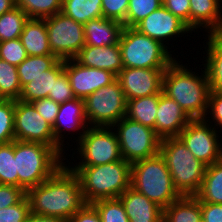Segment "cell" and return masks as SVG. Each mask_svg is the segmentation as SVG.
I'll return each mask as SVG.
<instances>
[{
  "instance_id": "cell-30",
  "label": "cell",
  "mask_w": 222,
  "mask_h": 222,
  "mask_svg": "<svg viewBox=\"0 0 222 222\" xmlns=\"http://www.w3.org/2000/svg\"><path fill=\"white\" fill-rule=\"evenodd\" d=\"M58 61L56 56H28L17 66L21 88L43 74L44 71L51 69Z\"/></svg>"
},
{
  "instance_id": "cell-43",
  "label": "cell",
  "mask_w": 222,
  "mask_h": 222,
  "mask_svg": "<svg viewBox=\"0 0 222 222\" xmlns=\"http://www.w3.org/2000/svg\"><path fill=\"white\" fill-rule=\"evenodd\" d=\"M207 111L209 112L206 113L204 119L211 117L214 121L212 126L217 127L216 129L220 127V130H222V92H210Z\"/></svg>"
},
{
  "instance_id": "cell-42",
  "label": "cell",
  "mask_w": 222,
  "mask_h": 222,
  "mask_svg": "<svg viewBox=\"0 0 222 222\" xmlns=\"http://www.w3.org/2000/svg\"><path fill=\"white\" fill-rule=\"evenodd\" d=\"M26 196V192L14 185L0 184V209L16 205Z\"/></svg>"
},
{
  "instance_id": "cell-10",
  "label": "cell",
  "mask_w": 222,
  "mask_h": 222,
  "mask_svg": "<svg viewBox=\"0 0 222 222\" xmlns=\"http://www.w3.org/2000/svg\"><path fill=\"white\" fill-rule=\"evenodd\" d=\"M76 143L81 160L73 166H98L123 159L113 127H88Z\"/></svg>"
},
{
  "instance_id": "cell-27",
  "label": "cell",
  "mask_w": 222,
  "mask_h": 222,
  "mask_svg": "<svg viewBox=\"0 0 222 222\" xmlns=\"http://www.w3.org/2000/svg\"><path fill=\"white\" fill-rule=\"evenodd\" d=\"M159 93L127 100L125 117L155 130Z\"/></svg>"
},
{
  "instance_id": "cell-13",
  "label": "cell",
  "mask_w": 222,
  "mask_h": 222,
  "mask_svg": "<svg viewBox=\"0 0 222 222\" xmlns=\"http://www.w3.org/2000/svg\"><path fill=\"white\" fill-rule=\"evenodd\" d=\"M14 133L15 140L46 144L66 160L64 151L55 143L52 125L37 112L32 103L15 100Z\"/></svg>"
},
{
  "instance_id": "cell-47",
  "label": "cell",
  "mask_w": 222,
  "mask_h": 222,
  "mask_svg": "<svg viewBox=\"0 0 222 222\" xmlns=\"http://www.w3.org/2000/svg\"><path fill=\"white\" fill-rule=\"evenodd\" d=\"M68 222H101V219L96 208L91 203H86Z\"/></svg>"
},
{
  "instance_id": "cell-14",
  "label": "cell",
  "mask_w": 222,
  "mask_h": 222,
  "mask_svg": "<svg viewBox=\"0 0 222 222\" xmlns=\"http://www.w3.org/2000/svg\"><path fill=\"white\" fill-rule=\"evenodd\" d=\"M140 33L161 42L169 48L170 40H176L174 37L184 36L186 33H192V30L180 18L173 15L164 6L155 10L145 17L135 27ZM166 40V41H165Z\"/></svg>"
},
{
  "instance_id": "cell-45",
  "label": "cell",
  "mask_w": 222,
  "mask_h": 222,
  "mask_svg": "<svg viewBox=\"0 0 222 222\" xmlns=\"http://www.w3.org/2000/svg\"><path fill=\"white\" fill-rule=\"evenodd\" d=\"M163 6L190 28V0H163Z\"/></svg>"
},
{
  "instance_id": "cell-19",
  "label": "cell",
  "mask_w": 222,
  "mask_h": 222,
  "mask_svg": "<svg viewBox=\"0 0 222 222\" xmlns=\"http://www.w3.org/2000/svg\"><path fill=\"white\" fill-rule=\"evenodd\" d=\"M118 198L129 222H163L164 210L131 186Z\"/></svg>"
},
{
  "instance_id": "cell-22",
  "label": "cell",
  "mask_w": 222,
  "mask_h": 222,
  "mask_svg": "<svg viewBox=\"0 0 222 222\" xmlns=\"http://www.w3.org/2000/svg\"><path fill=\"white\" fill-rule=\"evenodd\" d=\"M85 46L104 47L119 44L124 25L116 20L99 17L84 25Z\"/></svg>"
},
{
  "instance_id": "cell-48",
  "label": "cell",
  "mask_w": 222,
  "mask_h": 222,
  "mask_svg": "<svg viewBox=\"0 0 222 222\" xmlns=\"http://www.w3.org/2000/svg\"><path fill=\"white\" fill-rule=\"evenodd\" d=\"M25 222H66L58 217L30 213Z\"/></svg>"
},
{
  "instance_id": "cell-49",
  "label": "cell",
  "mask_w": 222,
  "mask_h": 222,
  "mask_svg": "<svg viewBox=\"0 0 222 222\" xmlns=\"http://www.w3.org/2000/svg\"><path fill=\"white\" fill-rule=\"evenodd\" d=\"M16 7V0H0V16Z\"/></svg>"
},
{
  "instance_id": "cell-46",
  "label": "cell",
  "mask_w": 222,
  "mask_h": 222,
  "mask_svg": "<svg viewBox=\"0 0 222 222\" xmlns=\"http://www.w3.org/2000/svg\"><path fill=\"white\" fill-rule=\"evenodd\" d=\"M201 203L202 222H222V204Z\"/></svg>"
},
{
  "instance_id": "cell-32",
  "label": "cell",
  "mask_w": 222,
  "mask_h": 222,
  "mask_svg": "<svg viewBox=\"0 0 222 222\" xmlns=\"http://www.w3.org/2000/svg\"><path fill=\"white\" fill-rule=\"evenodd\" d=\"M29 18L44 19L53 16L62 9V0H16Z\"/></svg>"
},
{
  "instance_id": "cell-17",
  "label": "cell",
  "mask_w": 222,
  "mask_h": 222,
  "mask_svg": "<svg viewBox=\"0 0 222 222\" xmlns=\"http://www.w3.org/2000/svg\"><path fill=\"white\" fill-rule=\"evenodd\" d=\"M88 127V121L85 115L84 99L75 97L68 100L60 104L55 123L52 126L55 143L64 151L65 144L63 142L64 139L67 138L64 137L66 134L65 132L68 131L67 135H69L70 130L75 132L80 129L82 132L78 133V138L76 140L78 142Z\"/></svg>"
},
{
  "instance_id": "cell-7",
  "label": "cell",
  "mask_w": 222,
  "mask_h": 222,
  "mask_svg": "<svg viewBox=\"0 0 222 222\" xmlns=\"http://www.w3.org/2000/svg\"><path fill=\"white\" fill-rule=\"evenodd\" d=\"M119 47L123 68L167 69L176 60L173 51L134 27L123 28Z\"/></svg>"
},
{
  "instance_id": "cell-18",
  "label": "cell",
  "mask_w": 222,
  "mask_h": 222,
  "mask_svg": "<svg viewBox=\"0 0 222 222\" xmlns=\"http://www.w3.org/2000/svg\"><path fill=\"white\" fill-rule=\"evenodd\" d=\"M191 120L175 100L170 99L163 92L159 93L155 133L161 140L178 137Z\"/></svg>"
},
{
  "instance_id": "cell-28",
  "label": "cell",
  "mask_w": 222,
  "mask_h": 222,
  "mask_svg": "<svg viewBox=\"0 0 222 222\" xmlns=\"http://www.w3.org/2000/svg\"><path fill=\"white\" fill-rule=\"evenodd\" d=\"M196 196L207 203L222 204V160L208 165Z\"/></svg>"
},
{
  "instance_id": "cell-31",
  "label": "cell",
  "mask_w": 222,
  "mask_h": 222,
  "mask_svg": "<svg viewBox=\"0 0 222 222\" xmlns=\"http://www.w3.org/2000/svg\"><path fill=\"white\" fill-rule=\"evenodd\" d=\"M29 17L19 7L0 16V42L18 39Z\"/></svg>"
},
{
  "instance_id": "cell-1",
  "label": "cell",
  "mask_w": 222,
  "mask_h": 222,
  "mask_svg": "<svg viewBox=\"0 0 222 222\" xmlns=\"http://www.w3.org/2000/svg\"><path fill=\"white\" fill-rule=\"evenodd\" d=\"M31 213L68 220L86 203L78 176L63 164L50 178L26 192Z\"/></svg>"
},
{
  "instance_id": "cell-21",
  "label": "cell",
  "mask_w": 222,
  "mask_h": 222,
  "mask_svg": "<svg viewBox=\"0 0 222 222\" xmlns=\"http://www.w3.org/2000/svg\"><path fill=\"white\" fill-rule=\"evenodd\" d=\"M222 0H190V29L208 34L222 31Z\"/></svg>"
},
{
  "instance_id": "cell-29",
  "label": "cell",
  "mask_w": 222,
  "mask_h": 222,
  "mask_svg": "<svg viewBox=\"0 0 222 222\" xmlns=\"http://www.w3.org/2000/svg\"><path fill=\"white\" fill-rule=\"evenodd\" d=\"M61 12L84 25L92 19L103 17L102 0H62Z\"/></svg>"
},
{
  "instance_id": "cell-23",
  "label": "cell",
  "mask_w": 222,
  "mask_h": 222,
  "mask_svg": "<svg viewBox=\"0 0 222 222\" xmlns=\"http://www.w3.org/2000/svg\"><path fill=\"white\" fill-rule=\"evenodd\" d=\"M19 39L28 56H55L49 46L45 18H29Z\"/></svg>"
},
{
  "instance_id": "cell-25",
  "label": "cell",
  "mask_w": 222,
  "mask_h": 222,
  "mask_svg": "<svg viewBox=\"0 0 222 222\" xmlns=\"http://www.w3.org/2000/svg\"><path fill=\"white\" fill-rule=\"evenodd\" d=\"M64 72V60H59L51 69L27 83L23 88L19 100L33 102L38 99L48 98L53 95L56 79Z\"/></svg>"
},
{
  "instance_id": "cell-40",
  "label": "cell",
  "mask_w": 222,
  "mask_h": 222,
  "mask_svg": "<svg viewBox=\"0 0 222 222\" xmlns=\"http://www.w3.org/2000/svg\"><path fill=\"white\" fill-rule=\"evenodd\" d=\"M129 0H102L103 17L123 23L126 20Z\"/></svg>"
},
{
  "instance_id": "cell-15",
  "label": "cell",
  "mask_w": 222,
  "mask_h": 222,
  "mask_svg": "<svg viewBox=\"0 0 222 222\" xmlns=\"http://www.w3.org/2000/svg\"><path fill=\"white\" fill-rule=\"evenodd\" d=\"M64 71L69 78L75 97L81 99H85L117 78L109 70L86 67L75 59L64 60Z\"/></svg>"
},
{
  "instance_id": "cell-4",
  "label": "cell",
  "mask_w": 222,
  "mask_h": 222,
  "mask_svg": "<svg viewBox=\"0 0 222 222\" xmlns=\"http://www.w3.org/2000/svg\"><path fill=\"white\" fill-rule=\"evenodd\" d=\"M19 187L27 192L50 178L66 162L52 147L38 142L14 140Z\"/></svg>"
},
{
  "instance_id": "cell-20",
  "label": "cell",
  "mask_w": 222,
  "mask_h": 222,
  "mask_svg": "<svg viewBox=\"0 0 222 222\" xmlns=\"http://www.w3.org/2000/svg\"><path fill=\"white\" fill-rule=\"evenodd\" d=\"M74 59L83 66L109 70L116 76L123 69L119 44L104 47L84 46Z\"/></svg>"
},
{
  "instance_id": "cell-33",
  "label": "cell",
  "mask_w": 222,
  "mask_h": 222,
  "mask_svg": "<svg viewBox=\"0 0 222 222\" xmlns=\"http://www.w3.org/2000/svg\"><path fill=\"white\" fill-rule=\"evenodd\" d=\"M0 184L19 187V176L14 158V141L0 144Z\"/></svg>"
},
{
  "instance_id": "cell-11",
  "label": "cell",
  "mask_w": 222,
  "mask_h": 222,
  "mask_svg": "<svg viewBox=\"0 0 222 222\" xmlns=\"http://www.w3.org/2000/svg\"><path fill=\"white\" fill-rule=\"evenodd\" d=\"M50 49L59 60L74 59L85 46L84 26L59 12L45 18Z\"/></svg>"
},
{
  "instance_id": "cell-9",
  "label": "cell",
  "mask_w": 222,
  "mask_h": 222,
  "mask_svg": "<svg viewBox=\"0 0 222 222\" xmlns=\"http://www.w3.org/2000/svg\"><path fill=\"white\" fill-rule=\"evenodd\" d=\"M113 129L118 136L121 156L127 162L132 164L159 154L161 139L154 129L127 117L120 119Z\"/></svg>"
},
{
  "instance_id": "cell-35",
  "label": "cell",
  "mask_w": 222,
  "mask_h": 222,
  "mask_svg": "<svg viewBox=\"0 0 222 222\" xmlns=\"http://www.w3.org/2000/svg\"><path fill=\"white\" fill-rule=\"evenodd\" d=\"M163 6V0H129L124 27H135L145 17Z\"/></svg>"
},
{
  "instance_id": "cell-37",
  "label": "cell",
  "mask_w": 222,
  "mask_h": 222,
  "mask_svg": "<svg viewBox=\"0 0 222 222\" xmlns=\"http://www.w3.org/2000/svg\"><path fill=\"white\" fill-rule=\"evenodd\" d=\"M15 100L0 103V144L15 140L14 133Z\"/></svg>"
},
{
  "instance_id": "cell-50",
  "label": "cell",
  "mask_w": 222,
  "mask_h": 222,
  "mask_svg": "<svg viewBox=\"0 0 222 222\" xmlns=\"http://www.w3.org/2000/svg\"><path fill=\"white\" fill-rule=\"evenodd\" d=\"M5 100H7L3 94L0 92V103L4 102Z\"/></svg>"
},
{
  "instance_id": "cell-6",
  "label": "cell",
  "mask_w": 222,
  "mask_h": 222,
  "mask_svg": "<svg viewBox=\"0 0 222 222\" xmlns=\"http://www.w3.org/2000/svg\"><path fill=\"white\" fill-rule=\"evenodd\" d=\"M159 153L178 192L182 196L196 195L202 186L207 165L196 159L178 137L162 139Z\"/></svg>"
},
{
  "instance_id": "cell-39",
  "label": "cell",
  "mask_w": 222,
  "mask_h": 222,
  "mask_svg": "<svg viewBox=\"0 0 222 222\" xmlns=\"http://www.w3.org/2000/svg\"><path fill=\"white\" fill-rule=\"evenodd\" d=\"M30 213V203L25 196L16 205L0 209V222H25Z\"/></svg>"
},
{
  "instance_id": "cell-34",
  "label": "cell",
  "mask_w": 222,
  "mask_h": 222,
  "mask_svg": "<svg viewBox=\"0 0 222 222\" xmlns=\"http://www.w3.org/2000/svg\"><path fill=\"white\" fill-rule=\"evenodd\" d=\"M0 92L6 99L18 100L22 88L17 66L0 59Z\"/></svg>"
},
{
  "instance_id": "cell-38",
  "label": "cell",
  "mask_w": 222,
  "mask_h": 222,
  "mask_svg": "<svg viewBox=\"0 0 222 222\" xmlns=\"http://www.w3.org/2000/svg\"><path fill=\"white\" fill-rule=\"evenodd\" d=\"M28 57L20 39L0 42V59L18 66Z\"/></svg>"
},
{
  "instance_id": "cell-41",
  "label": "cell",
  "mask_w": 222,
  "mask_h": 222,
  "mask_svg": "<svg viewBox=\"0 0 222 222\" xmlns=\"http://www.w3.org/2000/svg\"><path fill=\"white\" fill-rule=\"evenodd\" d=\"M48 98L58 104L75 98L65 71L56 79V82H54L53 95H48Z\"/></svg>"
},
{
  "instance_id": "cell-8",
  "label": "cell",
  "mask_w": 222,
  "mask_h": 222,
  "mask_svg": "<svg viewBox=\"0 0 222 222\" xmlns=\"http://www.w3.org/2000/svg\"><path fill=\"white\" fill-rule=\"evenodd\" d=\"M127 100L119 80L91 93L84 99L89 127H113L126 115Z\"/></svg>"
},
{
  "instance_id": "cell-44",
  "label": "cell",
  "mask_w": 222,
  "mask_h": 222,
  "mask_svg": "<svg viewBox=\"0 0 222 222\" xmlns=\"http://www.w3.org/2000/svg\"><path fill=\"white\" fill-rule=\"evenodd\" d=\"M37 112L52 126L55 123L60 104L55 103L52 99L43 98L31 102Z\"/></svg>"
},
{
  "instance_id": "cell-36",
  "label": "cell",
  "mask_w": 222,
  "mask_h": 222,
  "mask_svg": "<svg viewBox=\"0 0 222 222\" xmlns=\"http://www.w3.org/2000/svg\"><path fill=\"white\" fill-rule=\"evenodd\" d=\"M91 204L96 208L101 222H129L119 198L100 199Z\"/></svg>"
},
{
  "instance_id": "cell-16",
  "label": "cell",
  "mask_w": 222,
  "mask_h": 222,
  "mask_svg": "<svg viewBox=\"0 0 222 222\" xmlns=\"http://www.w3.org/2000/svg\"><path fill=\"white\" fill-rule=\"evenodd\" d=\"M166 69L123 68L117 75L126 100L147 97L162 92Z\"/></svg>"
},
{
  "instance_id": "cell-3",
  "label": "cell",
  "mask_w": 222,
  "mask_h": 222,
  "mask_svg": "<svg viewBox=\"0 0 222 222\" xmlns=\"http://www.w3.org/2000/svg\"><path fill=\"white\" fill-rule=\"evenodd\" d=\"M78 176L85 203L118 198L131 186V163L122 159L98 166H70Z\"/></svg>"
},
{
  "instance_id": "cell-24",
  "label": "cell",
  "mask_w": 222,
  "mask_h": 222,
  "mask_svg": "<svg viewBox=\"0 0 222 222\" xmlns=\"http://www.w3.org/2000/svg\"><path fill=\"white\" fill-rule=\"evenodd\" d=\"M206 41L204 65L210 91L222 92V31L210 33Z\"/></svg>"
},
{
  "instance_id": "cell-12",
  "label": "cell",
  "mask_w": 222,
  "mask_h": 222,
  "mask_svg": "<svg viewBox=\"0 0 222 222\" xmlns=\"http://www.w3.org/2000/svg\"><path fill=\"white\" fill-rule=\"evenodd\" d=\"M210 120L192 119L178 135L195 158L207 166L222 160V140L217 134L221 131L212 127Z\"/></svg>"
},
{
  "instance_id": "cell-2",
  "label": "cell",
  "mask_w": 222,
  "mask_h": 222,
  "mask_svg": "<svg viewBox=\"0 0 222 222\" xmlns=\"http://www.w3.org/2000/svg\"><path fill=\"white\" fill-rule=\"evenodd\" d=\"M180 63L176 59L164 71L162 92L175 100L191 119H204L211 92L206 71L201 69L203 73L199 76V72Z\"/></svg>"
},
{
  "instance_id": "cell-5",
  "label": "cell",
  "mask_w": 222,
  "mask_h": 222,
  "mask_svg": "<svg viewBox=\"0 0 222 222\" xmlns=\"http://www.w3.org/2000/svg\"><path fill=\"white\" fill-rule=\"evenodd\" d=\"M131 187L163 210L182 196L173 185L166 162L160 153L131 164Z\"/></svg>"
},
{
  "instance_id": "cell-26",
  "label": "cell",
  "mask_w": 222,
  "mask_h": 222,
  "mask_svg": "<svg viewBox=\"0 0 222 222\" xmlns=\"http://www.w3.org/2000/svg\"><path fill=\"white\" fill-rule=\"evenodd\" d=\"M163 222H202L201 203L196 195H183L164 209Z\"/></svg>"
}]
</instances>
